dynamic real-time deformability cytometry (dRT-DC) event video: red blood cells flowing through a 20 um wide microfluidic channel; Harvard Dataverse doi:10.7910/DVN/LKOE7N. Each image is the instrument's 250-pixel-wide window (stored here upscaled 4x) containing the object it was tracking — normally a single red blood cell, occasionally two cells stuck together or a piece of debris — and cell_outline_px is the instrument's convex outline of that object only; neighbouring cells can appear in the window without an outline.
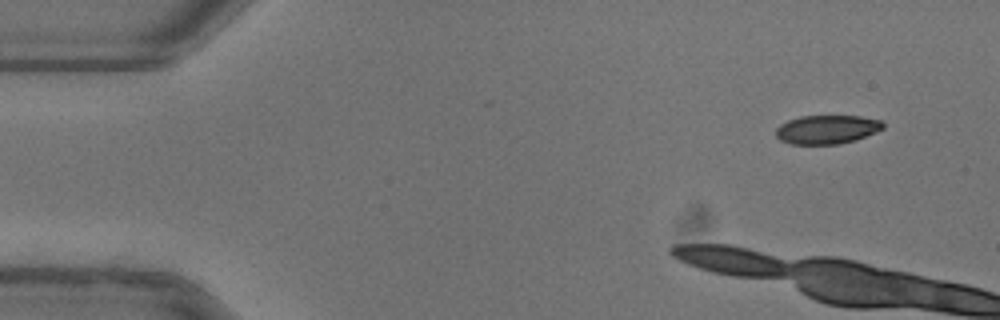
{"species": "common noctule bat (a hibernating species)", "species_latin": "Nyctalus noctula", "temperature_condition": "warm", "stored_images_in_passage": 6, "camera_frame_rate_fps": 3000, "um_per_image_px": 0.085, "animal": {"sex": "female"}, "frame": {"image": 1, "passage_image": 1, "time_ms": 0.0, "image_size_px": [1000, 320], "cell_outline_px": [[884, 128], [876, 132], [856, 140], [840, 144], [792, 144], [780, 140], [776, 136], [776, 128], [780, 124], [788, 120], [800, 116], [860, 116], [880, 120], [884, 124]], "centroid_in_image_um": [70.29, 11.0], "position_along_channel_um": 14.7, "area_um2": 18.03}}